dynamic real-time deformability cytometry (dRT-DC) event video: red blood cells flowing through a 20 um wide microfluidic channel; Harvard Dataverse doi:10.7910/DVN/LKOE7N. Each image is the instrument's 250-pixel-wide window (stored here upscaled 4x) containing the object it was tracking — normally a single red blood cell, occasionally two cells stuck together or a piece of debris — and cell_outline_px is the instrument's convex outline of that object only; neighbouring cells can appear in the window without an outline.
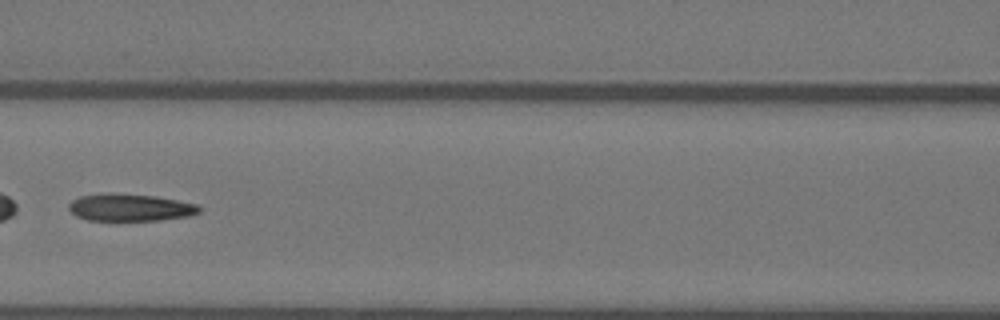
{"species": "Egyptian fruit bat (a non-hibernating species)", "species_latin": "Rousettus aegyptiacus", "temperature_condition": "warm", "stored_images_in_passage": 8, "camera_frame_rate_fps": 3000, "um_per_image_px": 0.085, "animal": {"sex": "female"}, "frame": {"image": 1, "passage_image": 5, "time_ms": 1.333, "image_size_px": [1000, 320], "cell_outline_px": [[200, 212], [188, 216], [160, 220], [88, 220], [76, 216], [68, 208], [68, 204], [72, 200], [80, 196], [104, 192], [112, 192], [156, 196], [196, 204], [200, 208]], "centroid_in_image_um": [11.01, 17.62], "position_along_channel_um": 155.6, "area_um2": 20.81}}
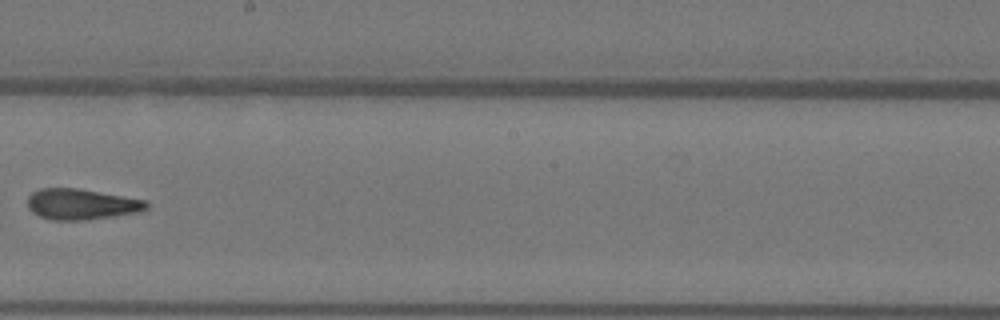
{"frame": {"image": 2, "passage_image": 7, "time_ms": 2.0, "image_size_px": [1000, 320], "cell_outline_px": [[148, 208], [140, 212], [84, 220], [52, 220], [40, 216], [32, 212], [28, 208], [28, 196], [32, 192], [40, 188], [80, 188], [148, 200]], "centroid_in_image_um": [6.94, 17.34], "position_along_channel_um": 241.3, "area_um2": 21.5}}
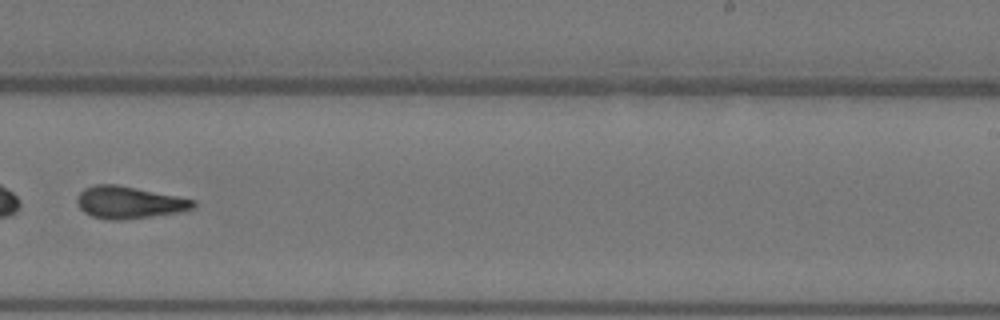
{"frame": {"image": 3, "passage_image": 8, "time_ms": 2.333, "image_size_px": [1000, 320], "cell_outline_px": [[196, 208], [176, 212], [152, 216], [120, 220], [108, 220], [92, 216], [84, 212], [76, 204], [76, 196], [84, 188], [96, 184], [116, 184], [196, 200]], "centroid_in_image_um": [10.93, 17.2], "position_along_channel_um": 278.1, "area_um2": 21.73}}